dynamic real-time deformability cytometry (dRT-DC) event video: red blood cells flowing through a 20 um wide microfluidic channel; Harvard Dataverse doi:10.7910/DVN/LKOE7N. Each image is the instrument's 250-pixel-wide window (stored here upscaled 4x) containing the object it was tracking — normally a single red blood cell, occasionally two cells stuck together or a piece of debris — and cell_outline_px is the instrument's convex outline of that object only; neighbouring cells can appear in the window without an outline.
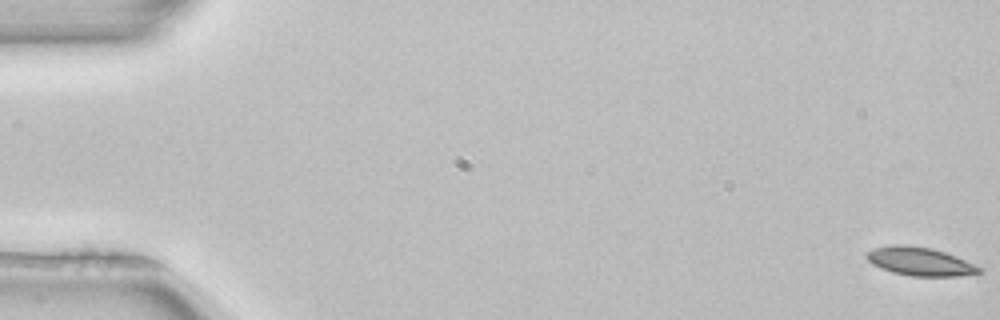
{"species": "common noctule bat (a hibernating species)", "species_latin": "Nyctalus noctula", "temperature_condition": "room temperature", "stored_images_in_passage": 53, "camera_frame_rate_fps": 3000, "um_per_image_px": 0.085, "animal": {"sex": "female", "body_mass_g": 22.7, "forearm_length_mm": 54.2}, "frame": {"image": 1, "passage_image": 1, "time_ms": 0.0, "image_size_px": [1000, 320], "cell_outline_px": [[984, 272], [956, 276], [912, 276], [892, 272], [872, 264], [864, 256], [868, 252], [876, 248], [896, 244], [908, 244], [932, 248], [956, 256], [984, 268]], "centroid_in_image_um": [78.23, 22.22], "position_along_channel_um": 6.8, "area_um2": 18.67}}
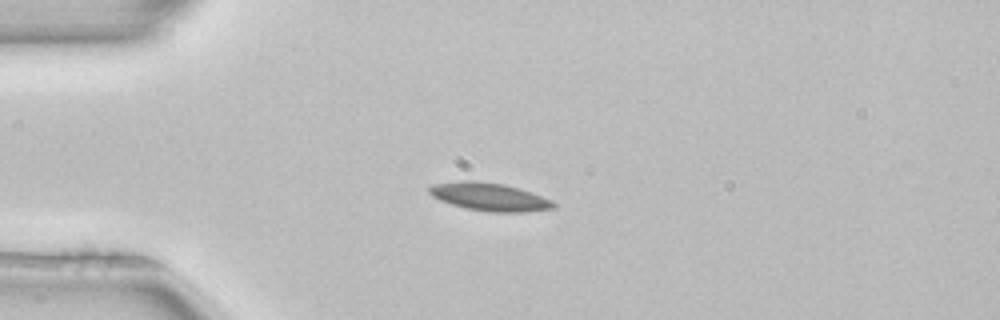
{"frame": {"image": 2, "passage_image": 14, "time_ms": 4.333, "image_size_px": [1000, 320], "cell_outline_px": [[556, 208], [528, 212], [488, 212], [464, 208], [440, 200], [432, 196], [428, 192], [428, 188], [432, 184], [460, 180], [472, 180], [504, 184], [520, 188], [552, 200], [556, 204]], "centroid_in_image_um": [41.6, 16.73], "position_along_channel_um": 43.4, "area_um2": 20.52}}
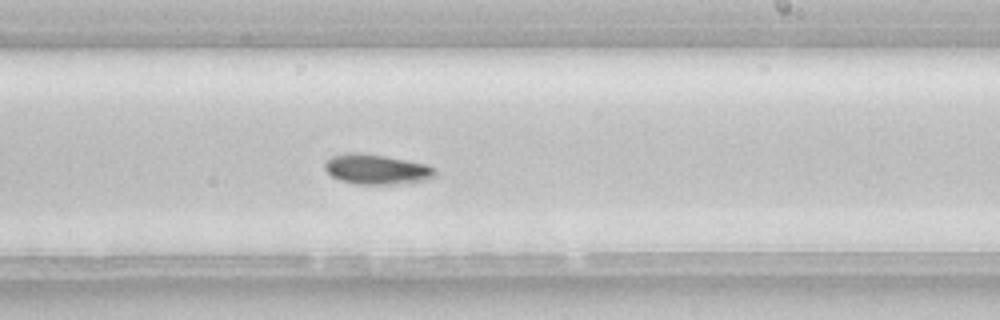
{"frame": {"image": 3, "passage_image": 32, "time_ms": 10.333, "image_size_px": [1000, 320], "cell_outline_px": [[436, 172], [428, 180], [392, 184], [356, 184], [340, 180], [332, 176], [324, 168], [324, 164], [332, 156], [344, 152], [360, 152], [384, 156], [428, 164], [436, 168]], "centroid_in_image_um": [32.0, 14.38], "position_along_channel_um": 257.0, "area_um2": 19.31}, "authors_computed_cell_mechanics": {"area_um2": 18.8428, "velocity_mm_per_s": 3.9453, "shape_relaxation_time_tau1_ms": 3.4523, "shape_relaxation_time_tau2_ms": null, "deformation_change_tau1": 0.0709, "deformation_change_tau2": null}}